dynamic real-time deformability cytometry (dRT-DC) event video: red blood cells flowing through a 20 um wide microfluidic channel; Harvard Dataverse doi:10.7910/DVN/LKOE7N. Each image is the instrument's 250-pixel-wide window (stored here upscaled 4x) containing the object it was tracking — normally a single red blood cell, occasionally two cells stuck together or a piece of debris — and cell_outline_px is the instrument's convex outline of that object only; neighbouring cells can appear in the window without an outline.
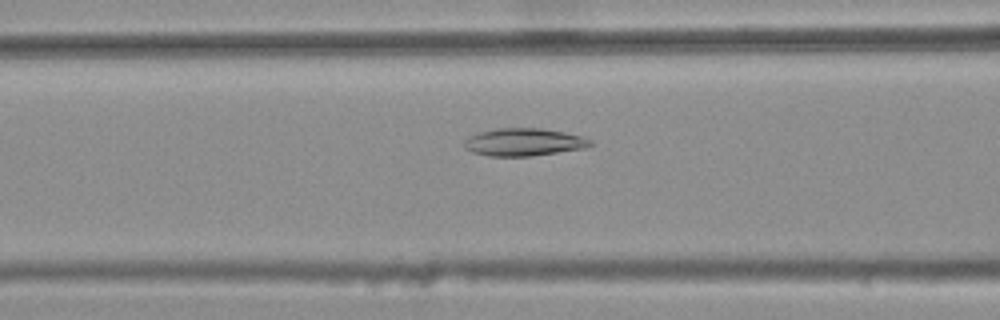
{"species": "common noctule bat (a hibernating species)", "species_latin": "Nyctalus noctula", "temperature_condition": "warm", "stored_images_in_passage": 40, "camera_frame_rate_fps": 3000, "um_per_image_px": 0.085, "animal": {"sex": "female", "body_mass_g": 25.1}, "frame": {"image": 1, "passage_image": 13, "time_ms": 4.0, "image_size_px": [1000, 320], "cell_outline_px": [[592, 144], [588, 148], [532, 156], [488, 156], [472, 152], [464, 148], [464, 140], [468, 136], [480, 132], [496, 128], [540, 128], [580, 136], [592, 140]], "centroid_in_image_um": [44.5, 12.09], "position_along_channel_um": 122.1, "area_um2": 20.35}}
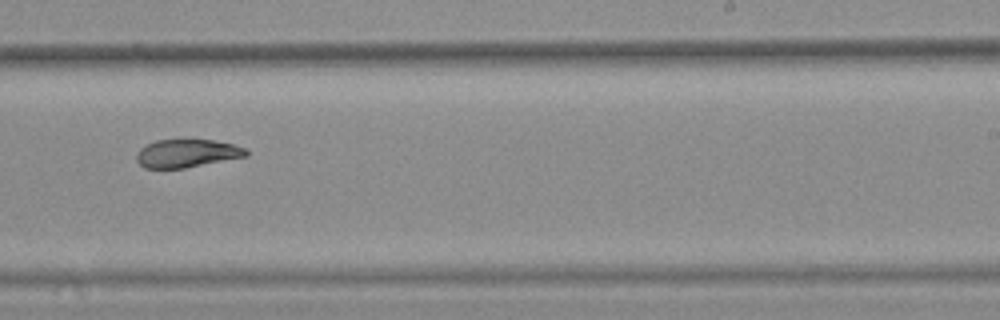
{"frame": {"image": 2, "passage_image": 25, "time_ms": 8.0, "image_size_px": [1000, 320], "cell_outline_px": [[248, 156], [184, 168], [144, 168], [136, 160], [136, 152], [140, 148], [156, 140], [212, 140], [232, 144], [244, 148], [248, 152]], "centroid_in_image_um": [15.86, 13.04], "position_along_channel_um": 273.1, "area_um2": 17.8}}
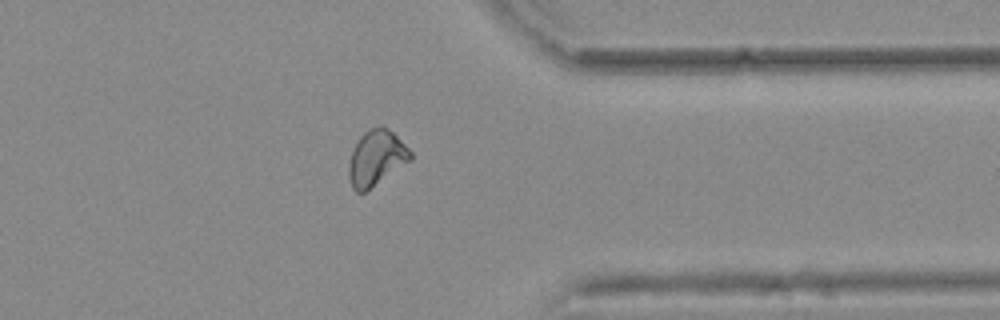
{"frame": {"image": 3, "passage_image": 34, "time_ms": 11.0, "image_size_px": [1000, 320], "cell_outline_px": [[412, 160], [364, 192], [356, 192], [352, 188], [348, 176], [348, 164], [352, 152], [360, 136], [368, 128], [380, 124], [388, 128], [412, 152]], "centroid_in_image_um": [31.98, 13.41], "position_along_channel_um": 379.4, "area_um2": 19.88}, "authors_computed_cell_mechanics": {"area_um2": 19.5942, "velocity_mm_per_s": 3.7848, "shape_relaxation_time_tau1_ms": null, "shape_relaxation_time_tau2_ms": 4.115, "deformation_change_tau1": null, "deformation_change_tau2": 0.0807}}